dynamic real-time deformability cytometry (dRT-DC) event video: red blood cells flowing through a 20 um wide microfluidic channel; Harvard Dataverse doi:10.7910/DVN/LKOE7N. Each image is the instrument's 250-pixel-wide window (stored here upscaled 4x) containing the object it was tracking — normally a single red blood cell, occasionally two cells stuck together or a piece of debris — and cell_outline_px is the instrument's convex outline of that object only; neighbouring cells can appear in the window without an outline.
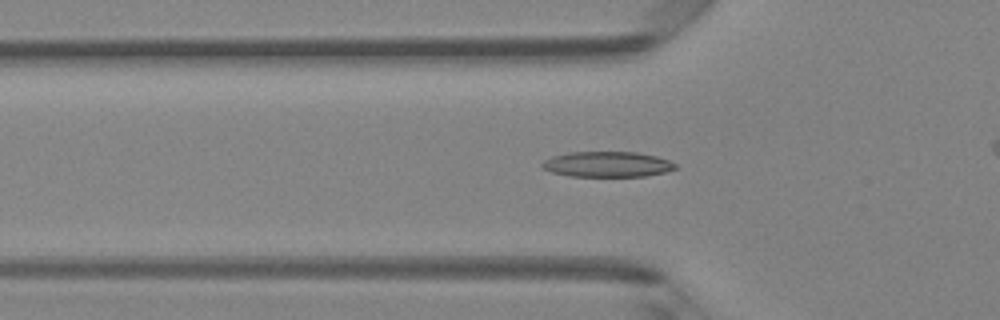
{"species": "Egyptian fruit bat (a non-hibernating species)", "species_latin": "Rousettus aegyptiacus", "temperature_condition": "room temperature", "stored_images_in_passage": 40, "camera_frame_rate_fps": 3000, "um_per_image_px": 0.085, "animal": {"sex": "female"}, "frame": {"image": 1, "passage_image": 16, "time_ms": 5.0, "image_size_px": [1000, 320], "cell_outline_px": [[676, 168], [664, 172], [644, 176], [568, 176], [552, 172], [544, 168], [540, 164], [544, 160], [552, 156], [568, 152], [636, 152], [656, 156], [668, 160], [676, 164]], "centroid_in_image_um": [51.59, 13.96], "position_along_channel_um": 74.2, "area_um2": 19.65}}
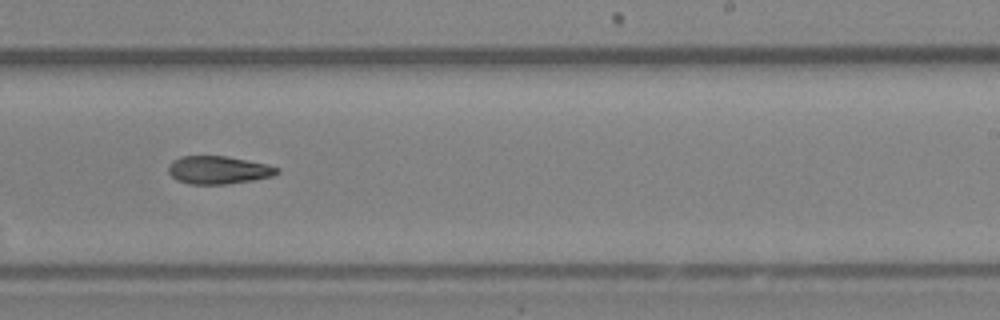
{"frame": {"image": 2, "passage_image": 30, "time_ms": 9.667, "image_size_px": [1000, 320], "cell_outline_px": [[280, 172], [272, 176], [252, 180], [228, 184], [188, 184], [176, 180], [168, 172], [168, 164], [172, 160], [180, 156], [224, 156], [264, 164], [280, 168]], "centroid_in_image_um": [18.51, 14.46], "position_along_channel_um": 270.5, "area_um2": 17.63}}
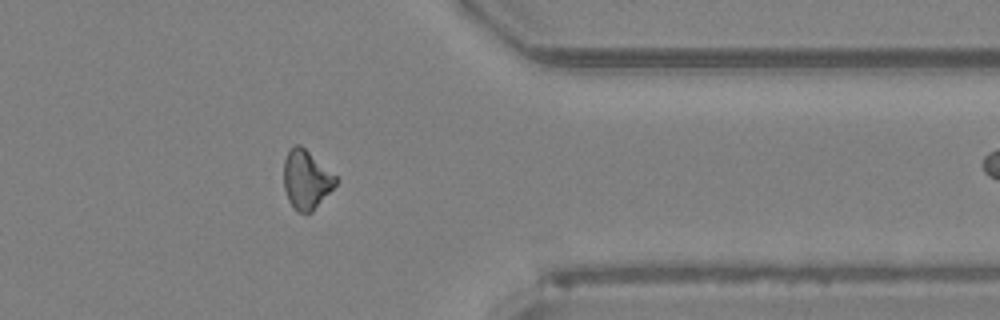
{"frame": {"image": 3, "passage_image": 39, "time_ms": 12.667, "image_size_px": [1000, 320], "cell_outline_px": [[340, 180], [312, 212], [296, 212], [292, 208], [288, 200], [284, 188], [284, 160], [288, 152], [296, 144], [300, 144], [336, 176]], "centroid_in_image_um": [26.03, 15.29], "position_along_channel_um": 385.4, "area_um2": 17.74}}